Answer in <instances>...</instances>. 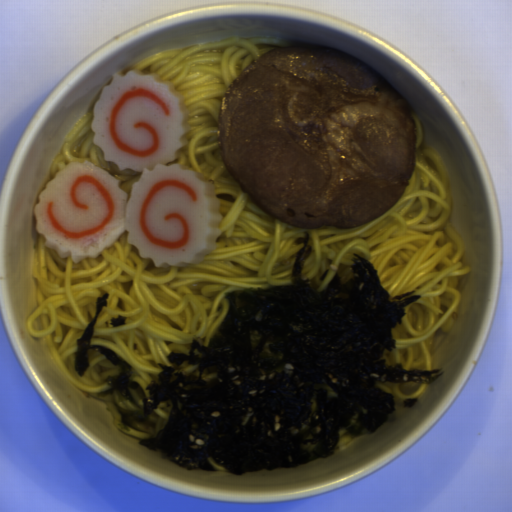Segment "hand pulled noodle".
I'll list each match as a JSON object with an SVG mask.
<instances>
[{
    "label": "hand pulled noodle",
    "mask_w": 512,
    "mask_h": 512,
    "mask_svg": "<svg viewBox=\"0 0 512 512\" xmlns=\"http://www.w3.org/2000/svg\"><path fill=\"white\" fill-rule=\"evenodd\" d=\"M287 44L280 39L235 36L173 49L140 61L131 71L171 82L183 97L189 133L177 160L211 185L222 217L210 254L195 266H156L129 244L128 233L96 258L73 262L46 246L39 234L32 277L37 307L26 327L44 337L61 370L76 389L111 410L115 428L138 440L145 428H121L112 398L99 397L106 379L119 368L89 350V368L75 371L77 339L95 316L98 297L109 294L95 323L90 346L109 348L132 369V381L146 390L168 354H187L196 337L208 343L229 309L225 295L245 288L291 283L299 249L296 239L309 232L311 252L300 280L323 291L333 275L352 278L353 254L377 272L392 297L416 291L419 300L405 307L401 324L392 328L396 346L384 351L386 366L431 371L434 351L453 331L460 312V283L469 268L465 243L450 221L452 192L448 169L423 141L422 126L412 114L415 163L408 184L390 209L354 228L332 225L294 227L266 212L240 188L227 169L219 146V109L229 85L266 52Z\"/></svg>",
    "instance_id": "14784b9a"
},
{
    "label": "hand pulled noodle",
    "mask_w": 512,
    "mask_h": 512,
    "mask_svg": "<svg viewBox=\"0 0 512 512\" xmlns=\"http://www.w3.org/2000/svg\"><path fill=\"white\" fill-rule=\"evenodd\" d=\"M94 109L83 116L65 138L59 153L51 163L49 173L52 179L68 163H84L89 161L93 166L106 170L118 180V186L125 192L129 202L132 185L137 183L143 172H136L131 168L119 170L113 162L105 161L99 145L93 142Z\"/></svg>",
    "instance_id": "772679e5"
},
{
    "label": "hand pulled noodle",
    "mask_w": 512,
    "mask_h": 512,
    "mask_svg": "<svg viewBox=\"0 0 512 512\" xmlns=\"http://www.w3.org/2000/svg\"><path fill=\"white\" fill-rule=\"evenodd\" d=\"M428 383H392L380 381L375 383L377 389L393 396L394 402L401 399L416 398Z\"/></svg>",
    "instance_id": "2289bc40"
},
{
    "label": "hand pulled noodle",
    "mask_w": 512,
    "mask_h": 512,
    "mask_svg": "<svg viewBox=\"0 0 512 512\" xmlns=\"http://www.w3.org/2000/svg\"><path fill=\"white\" fill-rule=\"evenodd\" d=\"M339 435V441L336 448L343 446L347 444L348 442L352 441L356 436H350L345 428H342L338 432Z\"/></svg>",
    "instance_id": "bd1af8b7"
},
{
    "label": "hand pulled noodle",
    "mask_w": 512,
    "mask_h": 512,
    "mask_svg": "<svg viewBox=\"0 0 512 512\" xmlns=\"http://www.w3.org/2000/svg\"><path fill=\"white\" fill-rule=\"evenodd\" d=\"M209 463L215 468V472H229L226 469H224L222 466H220L216 461H214L212 458H208Z\"/></svg>",
    "instance_id": "8796e031"
}]
</instances>
